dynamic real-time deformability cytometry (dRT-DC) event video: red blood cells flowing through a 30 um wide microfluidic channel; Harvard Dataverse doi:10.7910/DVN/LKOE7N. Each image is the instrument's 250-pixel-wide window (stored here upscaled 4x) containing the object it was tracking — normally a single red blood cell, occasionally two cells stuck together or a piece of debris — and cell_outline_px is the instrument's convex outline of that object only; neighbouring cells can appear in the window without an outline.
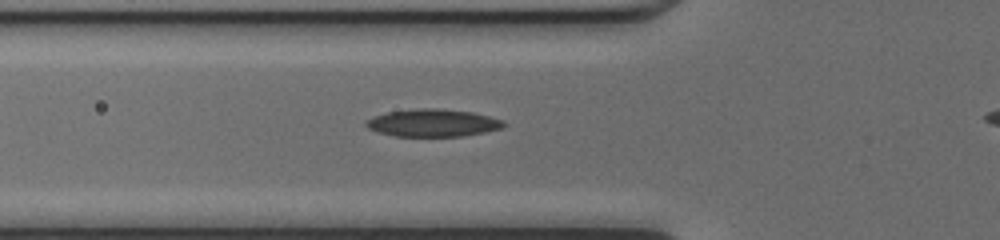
{"species": "common noctule bat (a hibernating species)", "species_latin": "Nyctalus noctula", "temperature_condition": "cold", "stored_images_in_passage": 27, "camera_frame_rate_fps": 3000, "um_per_image_px": 0.085, "animal": {"sex": "female", "body_mass_g": 17.0, "forearm_length_mm": 48.0}, "frame": {"image": 1, "passage_image": 2, "time_ms": 0.333, "image_size_px": [1000, 240], "cell_outline_px": [[508, 124], [504, 128], [464, 136], [396, 136], [380, 132], [368, 128], [364, 124], [364, 120], [388, 112], [420, 108], [436, 108], [472, 112], [504, 120]], "centroid_in_image_um": [36.84, 10.45], "position_along_channel_um": 89.0, "area_um2": 22.02}}
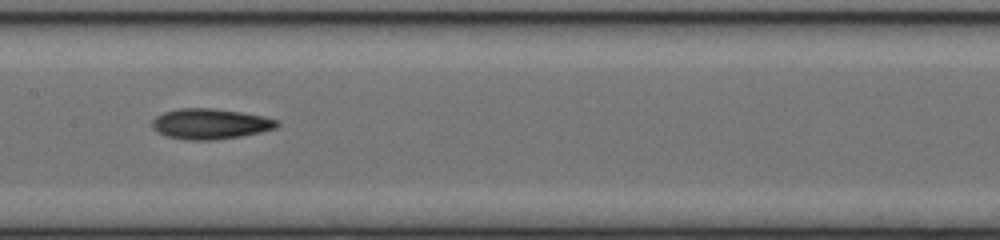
{"frame": {"image": 2, "passage_image": 9, "time_ms": 2.667, "image_size_px": [1000, 240], "cell_outline_px": [[280, 124], [276, 128], [260, 132], [240, 136], [212, 140], [184, 140], [164, 136], [156, 132], [152, 128], [152, 120], [156, 116], [164, 112], [180, 108], [216, 108], [264, 116], [276, 120]], "centroid_in_image_um": [17.83, 10.53], "position_along_channel_um": 189.6, "area_um2": 22.31}}
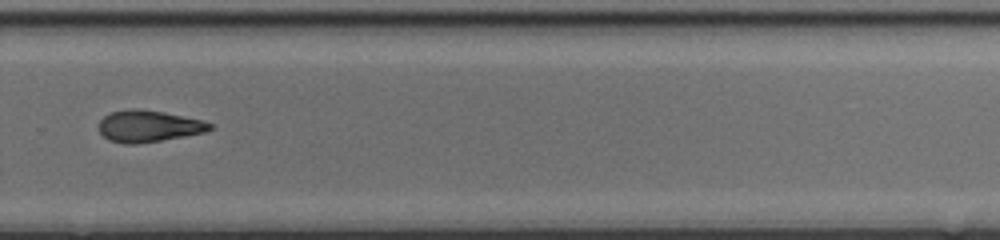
{"frame": {"image": 3, "passage_image": 18, "time_ms": 5.667, "image_size_px": [1000, 240], "cell_outline_px": [[212, 128], [204, 132], [184, 136], [136, 144], [124, 144], [108, 140], [100, 132], [100, 120], [104, 116], [112, 112], [132, 108], [136, 108], [164, 112], [204, 120], [212, 124]], "centroid_in_image_um": [12.63, 10.72], "position_along_channel_um": 317.2, "area_um2": 20.35}}